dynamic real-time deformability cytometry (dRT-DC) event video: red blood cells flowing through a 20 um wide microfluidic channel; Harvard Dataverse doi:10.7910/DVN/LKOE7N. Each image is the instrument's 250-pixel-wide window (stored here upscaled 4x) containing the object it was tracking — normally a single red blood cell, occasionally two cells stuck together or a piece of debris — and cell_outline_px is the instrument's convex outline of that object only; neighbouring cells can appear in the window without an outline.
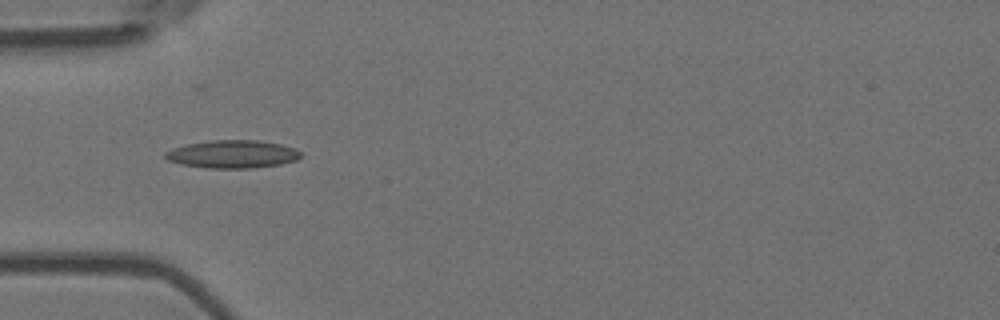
{"species": "Egyptian fruit bat (a non-hibernating species)", "species_latin": "Rousettus aegyptiacus", "temperature_condition": "room temperature", "stored_images_in_passage": 3, "camera_frame_rate_fps": 3000, "um_per_image_px": 0.085, "animal": {"sex": "female"}, "frame": {"image": 1, "passage_image": 2, "time_ms": 0.333, "image_size_px": [1000, 320], "cell_outline_px": [[300, 156], [296, 160], [280, 164], [252, 168], [208, 168], [180, 164], [168, 160], [164, 156], [164, 152], [172, 148], [184, 144], [212, 140], [256, 140], [280, 144], [292, 148], [300, 152]], "centroid_in_image_um": [19.7, 13.1], "position_along_channel_um": 65.3, "area_um2": 21.96}}